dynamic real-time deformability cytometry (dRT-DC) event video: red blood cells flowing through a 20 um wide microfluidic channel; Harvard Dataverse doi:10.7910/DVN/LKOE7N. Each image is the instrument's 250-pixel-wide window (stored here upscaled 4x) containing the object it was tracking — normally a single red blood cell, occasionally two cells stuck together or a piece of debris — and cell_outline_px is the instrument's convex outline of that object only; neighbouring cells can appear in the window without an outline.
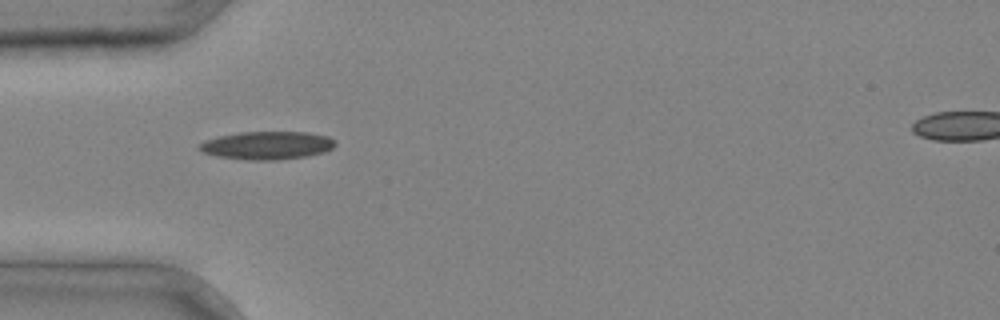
{"species": "common noctule bat (a hibernating species)", "species_latin": "Nyctalus noctula", "temperature_condition": "cold", "stored_images_in_passage": 2, "camera_frame_rate_fps": 3000, "um_per_image_px": 0.085, "animal": {"sex": "male", "body_mass_g": 20.4}, "frame": {"image": 1, "passage_image": 2, "time_ms": 0.333, "image_size_px": [1000, 320], "cell_outline_px": [[336, 144], [332, 148], [324, 152], [308, 156], [276, 160], [248, 160], [216, 156], [204, 152], [196, 148], [204, 140], [220, 136], [240, 132], [308, 132], [328, 136], [336, 140]], "centroid_in_image_um": [22.72, 12.36], "position_along_channel_um": 62.3, "area_um2": 22.31}}